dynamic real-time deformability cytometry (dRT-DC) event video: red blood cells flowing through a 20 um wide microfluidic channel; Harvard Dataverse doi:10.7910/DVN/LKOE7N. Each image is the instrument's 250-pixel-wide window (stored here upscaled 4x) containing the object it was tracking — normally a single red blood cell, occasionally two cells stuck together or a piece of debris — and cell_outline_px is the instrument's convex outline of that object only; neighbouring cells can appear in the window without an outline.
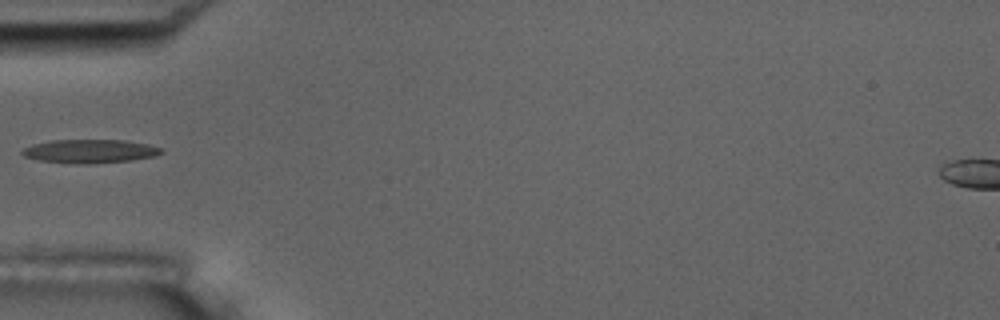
{"species": "common noctule bat (a hibernating species)", "species_latin": "Nyctalus noctula", "temperature_condition": "room temperature", "stored_images_in_passage": 2, "camera_frame_rate_fps": 3000, "um_per_image_px": 0.085, "animal": {"sex": "male", "body_mass_g": 17.5, "forearm_length_mm": 52.3}, "frame": {"image": 1, "passage_image": 1, "time_ms": 0.0, "image_size_px": [1000, 320], "cell_outline_px": [[164, 152], [156, 156], [132, 160], [88, 164], [84, 164], [40, 160], [24, 156], [20, 152], [24, 148], [32, 144], [52, 140], [124, 140], [148, 144], [164, 148]], "centroid_in_image_um": [7.69, 12.84], "position_along_channel_um": 77.3, "area_um2": 19.13}}